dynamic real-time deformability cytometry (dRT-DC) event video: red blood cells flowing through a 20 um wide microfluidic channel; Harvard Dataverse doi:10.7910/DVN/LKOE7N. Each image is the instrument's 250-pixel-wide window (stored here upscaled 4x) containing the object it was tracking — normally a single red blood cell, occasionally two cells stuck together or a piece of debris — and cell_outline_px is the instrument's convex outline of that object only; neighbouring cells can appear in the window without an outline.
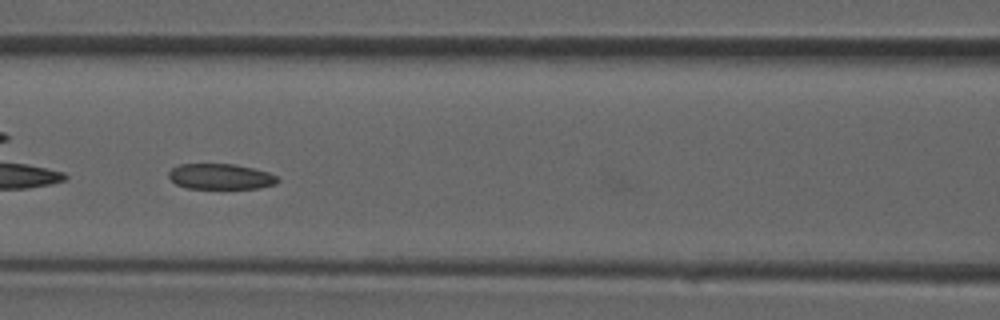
{"species": "common noctule bat (a hibernating species)", "species_latin": "Nyctalus noctula", "temperature_condition": "room temperature", "stored_images_in_passage": 30, "camera_frame_rate_fps": 3000, "um_per_image_px": 0.085, "animal": {"sex": "male", "forearm_length_mm": 52.5}, "frame": {"image": 1, "passage_image": 9, "time_ms": 2.667, "image_size_px": [1000, 320], "cell_outline_px": [[280, 180], [276, 184], [260, 188], [188, 188], [176, 184], [168, 176], [168, 172], [172, 168], [180, 164], [232, 164], [252, 168], [268, 172], [276, 176]], "centroid_in_image_um": [18.75, 15.01], "position_along_channel_um": 147.8, "area_um2": 16.13}}